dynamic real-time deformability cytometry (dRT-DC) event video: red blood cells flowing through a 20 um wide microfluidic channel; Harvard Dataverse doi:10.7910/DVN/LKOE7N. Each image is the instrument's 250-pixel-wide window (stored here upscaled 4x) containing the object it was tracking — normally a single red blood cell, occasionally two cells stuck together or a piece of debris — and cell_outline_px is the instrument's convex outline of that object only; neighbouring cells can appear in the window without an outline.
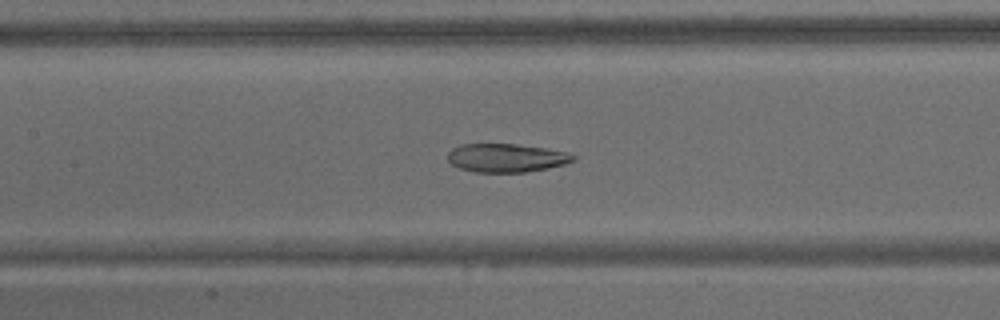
{"species": "common noctule bat (a hibernating species)", "species_latin": "Nyctalus noctula", "temperature_condition": "warm", "stored_images_in_passage": 51, "camera_frame_rate_fps": 3000, "um_per_image_px": 0.085, "animal": {"sex": "male", "body_mass_g": 15.6}, "frame": {"image": 1, "passage_image": 15, "time_ms": 4.667, "image_size_px": [1000, 320], "cell_outline_px": [[576, 160], [564, 164], [548, 168], [524, 172], [476, 172], [460, 168], [452, 164], [448, 160], [448, 152], [452, 148], [460, 144], [516, 144], [544, 148], [564, 152], [576, 156]], "centroid_in_image_um": [43.02, 13.42], "position_along_channel_um": 164.4, "area_um2": 20.69}}
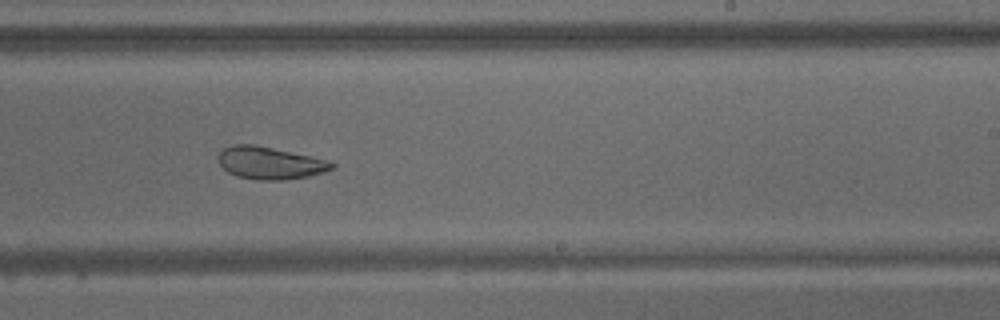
{"frame": {"image": 2, "passage_image": 25, "time_ms": 8.0, "image_size_px": [1000, 320], "cell_outline_px": [[336, 164], [332, 168], [324, 172], [308, 176], [284, 180], [260, 180], [236, 176], [228, 172], [220, 164], [216, 156], [224, 148], [232, 144], [256, 144], [332, 160]], "centroid_in_image_um": [22.96, 13.84], "position_along_channel_um": 266.0, "area_um2": 21.73}}
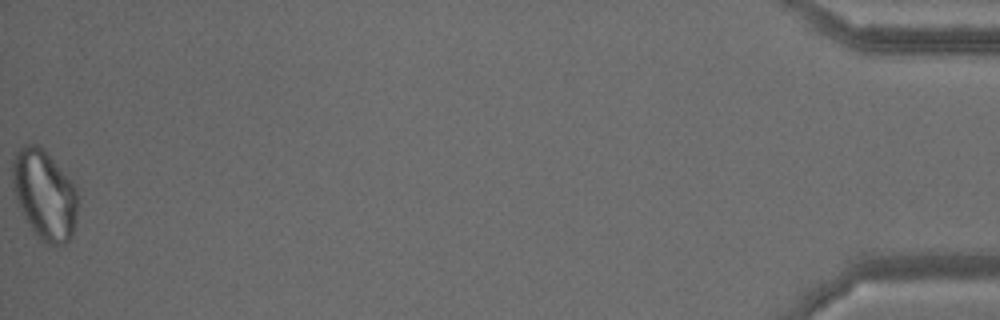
{"frame": {"image": 3, "passage_image": 51, "time_ms": 16.667, "image_size_px": [1000, 320], "cell_outline_px": [[76, 216], [72, 236], [64, 244], [56, 248], [44, 244], [36, 236], [24, 216], [20, 208], [16, 196], [12, 180], [12, 160], [16, 152], [24, 144], [40, 144], [44, 148], [72, 180], [76, 192]], "centroid_in_image_um": [3.78, 16.55], "position_along_channel_um": 431.4, "area_um2": 34.33}, "authors_computed_cell_mechanics": {"area_um2": 23.7558, "velocity_mm_per_s": 3.0596, "shape_relaxation_time_tau1_ms": null, "shape_relaxation_time_tau2_ms": 3.6174, "deformation_change_tau1": null, "deformation_change_tau2": 0.0858}}